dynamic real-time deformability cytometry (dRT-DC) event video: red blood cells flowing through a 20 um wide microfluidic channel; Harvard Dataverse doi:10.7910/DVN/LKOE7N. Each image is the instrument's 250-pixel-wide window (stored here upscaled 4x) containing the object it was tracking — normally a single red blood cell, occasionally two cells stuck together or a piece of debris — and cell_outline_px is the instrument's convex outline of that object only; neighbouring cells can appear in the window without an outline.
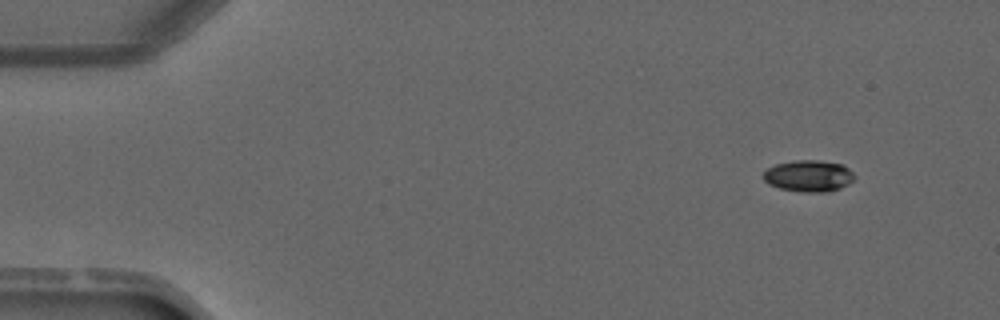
{"species": "common noctule bat (a hibernating species)", "species_latin": "Nyctalus noctula", "temperature_condition": "warm", "stored_images_in_passage": 4, "camera_frame_rate_fps": 3000, "um_per_image_px": 0.085, "animal": {"sex": "male", "forearm_length_mm": 52.5}, "frame": {"image": 1, "passage_image": 1, "time_ms": 0.0, "image_size_px": [1000, 320], "cell_outline_px": [[856, 176], [848, 184], [840, 188], [828, 192], [804, 192], [780, 188], [768, 184], [764, 180], [764, 172], [768, 168], [776, 164], [796, 160], [816, 160], [840, 164], [848, 168]], "centroid_in_image_um": [68.74, 14.96], "position_along_channel_um": 16.3, "area_um2": 16.59}}
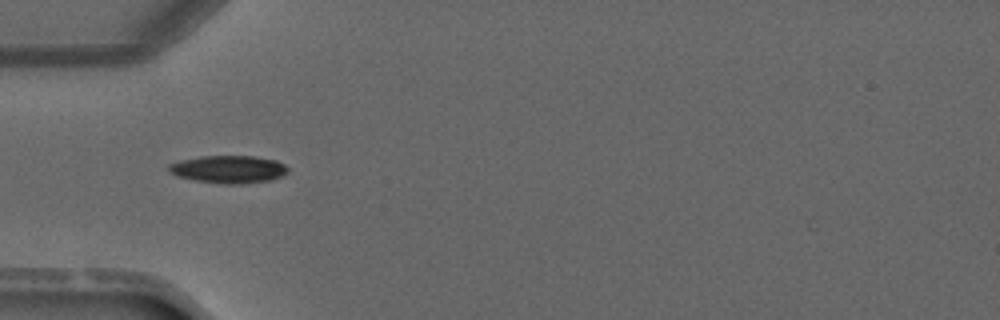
{"frame": {"image": 2, "passage_image": 4, "time_ms": 3.333, "image_size_px": [1000, 320], "cell_outline_px": [[288, 172], [272, 180], [244, 184], [224, 184], [196, 180], [176, 176], [168, 172], [168, 164], [180, 160], [200, 156], [252, 156], [276, 160], [284, 164], [288, 168]], "centroid_in_image_um": [19.41, 14.39], "position_along_channel_um": 65.6, "area_um2": 19.31}}